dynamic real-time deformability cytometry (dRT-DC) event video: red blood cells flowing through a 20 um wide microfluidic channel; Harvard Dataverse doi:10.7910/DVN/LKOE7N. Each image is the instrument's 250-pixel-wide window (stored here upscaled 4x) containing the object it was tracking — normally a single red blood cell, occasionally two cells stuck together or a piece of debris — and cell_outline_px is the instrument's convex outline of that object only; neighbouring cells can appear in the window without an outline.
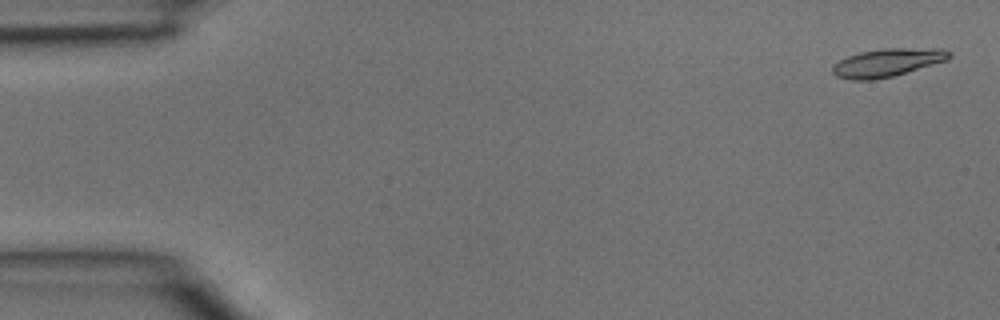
{"species": "common noctule bat (a hibernating species)", "species_latin": "Nyctalus noctula", "temperature_condition": "room temperature", "stored_images_in_passage": 41, "camera_frame_rate_fps": 3000, "um_per_image_px": 0.085, "animal": {"sex": "male", "body_mass_g": 15.6}, "frame": {"image": 1, "passage_image": 2, "time_ms": 0.333, "image_size_px": [1000, 320], "cell_outline_px": [[952, 56], [948, 60], [892, 76], [872, 80], [852, 80], [836, 76], [832, 72], [832, 64], [848, 56], [860, 52], [884, 48], [944, 48], [952, 52]], "centroid_in_image_um": [75.45, 5.31], "position_along_channel_um": 9.6, "area_um2": 19.19}}
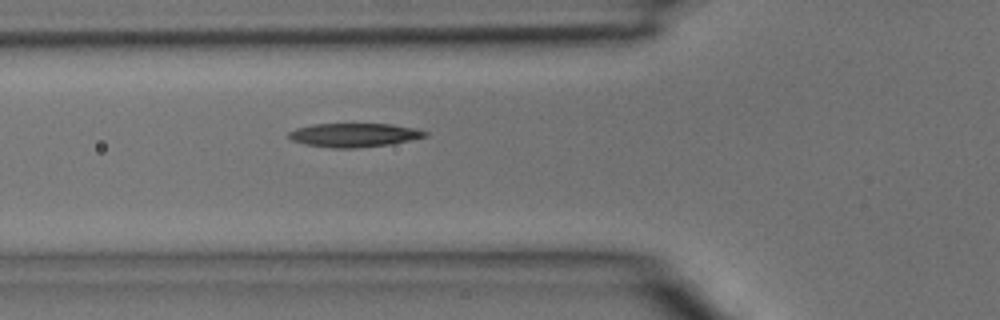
{"frame": {"image": 2, "passage_image": 15, "time_ms": 4.667, "image_size_px": [1000, 320], "cell_outline_px": [[428, 136], [392, 144], [356, 148], [332, 148], [304, 144], [292, 140], [288, 136], [288, 132], [296, 128], [312, 124], [392, 124], [416, 128], [428, 132]], "centroid_in_image_um": [30.11, 11.48], "position_along_channel_um": 95.7, "area_um2": 19.02}}
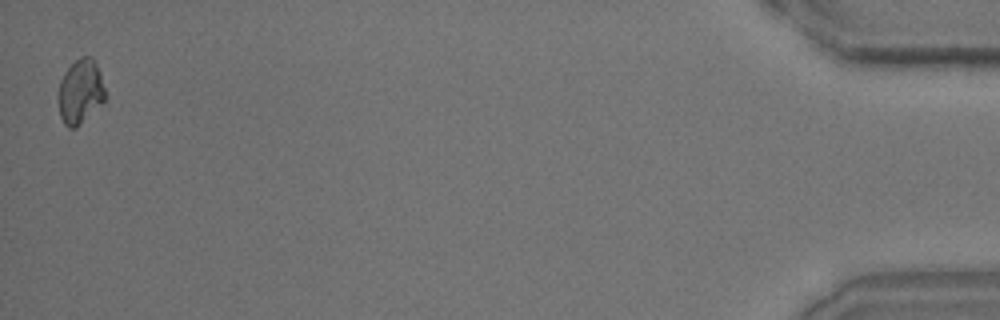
{"frame": {"image": 3, "passage_image": 41, "time_ms": 13.333, "image_size_px": [1000, 320], "cell_outline_px": [[104, 100], [76, 128], [68, 128], [64, 124], [60, 116], [60, 80], [64, 72], [80, 56], [92, 56], [96, 60], [100, 72], [104, 88]], "centroid_in_image_um": [6.84, 7.75], "position_along_channel_um": 428.4, "area_um2": 17.22}}